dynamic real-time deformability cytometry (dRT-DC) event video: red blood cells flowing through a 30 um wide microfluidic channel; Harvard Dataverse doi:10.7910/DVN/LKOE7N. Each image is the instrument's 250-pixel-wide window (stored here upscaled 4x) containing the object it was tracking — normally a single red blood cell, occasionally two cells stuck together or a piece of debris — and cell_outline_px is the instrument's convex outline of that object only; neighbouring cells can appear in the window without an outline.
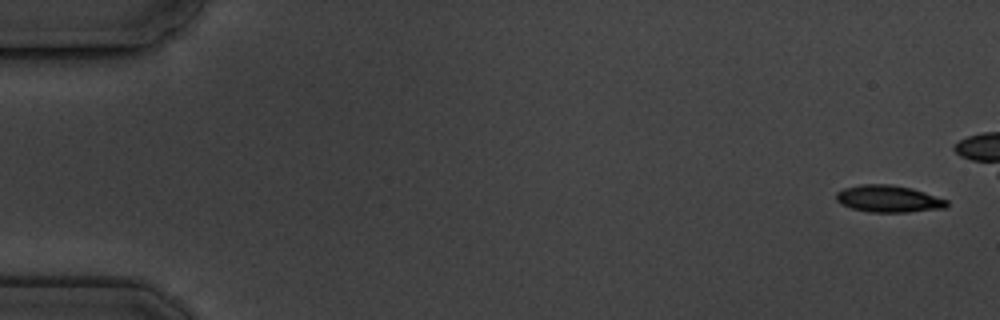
{"species": "common noctule bat (a hibernating species)", "species_latin": "Nyctalus noctula", "temperature_condition": "cold", "stored_images_in_passage": 5, "segment_of_instrument_passage": [2, 2], "camera_frame_rate_fps": 3000, "um_per_image_px": 0.085, "animal": {"sex": "male", "body_mass_g": 19.5, "forearm_length_mm": 54.6}, "frame": {"image": 1, "passage_image": 5, "time_ms": 4.667, "image_size_px": [1000, 320], "cell_outline_px": [[948, 208], [908, 212], [868, 212], [852, 208], [836, 200], [836, 192], [844, 188], [860, 184], [892, 184], [912, 188], [948, 200]], "centroid_in_image_um": [75.55, 16.89], "position_along_channel_um": 9.4, "area_um2": 17.46}}